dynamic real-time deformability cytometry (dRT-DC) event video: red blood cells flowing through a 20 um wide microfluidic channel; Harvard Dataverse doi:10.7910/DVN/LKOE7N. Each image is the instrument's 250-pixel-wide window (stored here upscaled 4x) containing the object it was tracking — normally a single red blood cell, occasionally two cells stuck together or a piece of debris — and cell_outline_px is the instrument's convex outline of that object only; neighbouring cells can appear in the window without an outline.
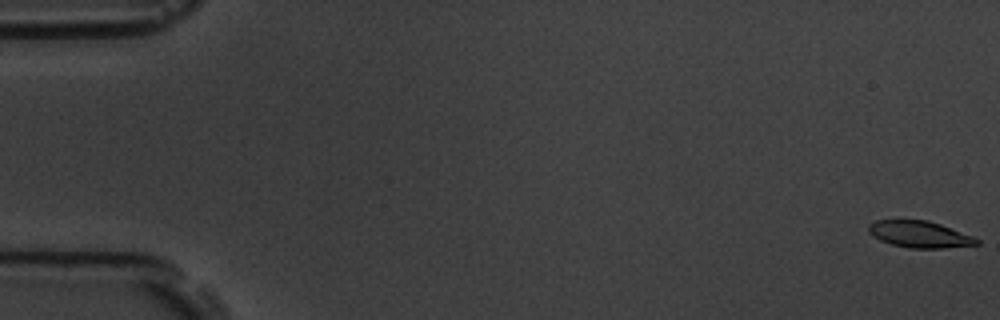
{"species": "common noctule bat (a hibernating species)", "species_latin": "Nyctalus noctula", "temperature_condition": "room temperature", "stored_images_in_passage": 5, "camera_frame_rate_fps": 3000, "um_per_image_px": 0.085, "animal": {"sex": "male", "body_mass_g": 19.5, "forearm_length_mm": 54.6}, "frame": {"image": 1, "passage_image": 1, "time_ms": 0.0, "image_size_px": [1000, 320], "cell_outline_px": [[980, 244], [944, 248], [908, 248], [892, 244], [880, 240], [872, 236], [868, 232], [868, 224], [876, 220], [928, 220], [940, 224], [972, 236], [980, 240]], "centroid_in_image_um": [78.14, 19.92], "position_along_channel_um": 6.9, "area_um2": 16.76}}
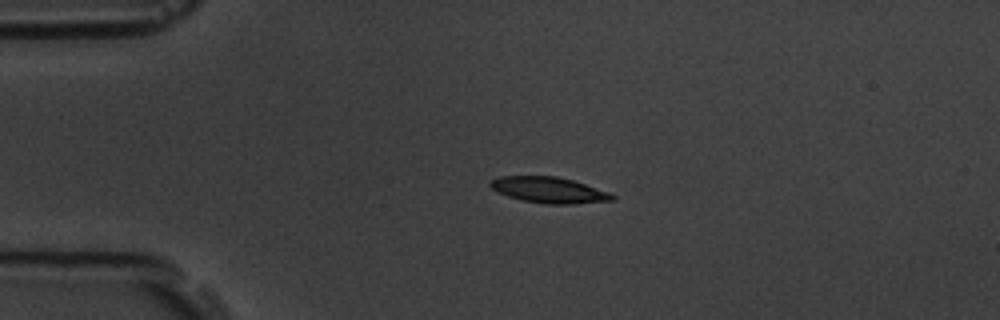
{"frame": {"image": 2, "passage_image": 4, "time_ms": 4.333, "image_size_px": [1000, 320], "cell_outline_px": [[616, 200], [572, 204], [548, 204], [524, 200], [508, 196], [496, 192], [488, 184], [492, 180], [500, 176], [556, 176], [572, 180], [608, 192], [616, 196]], "centroid_in_image_um": [46.66, 16.15], "position_along_channel_um": 38.3, "area_um2": 18.26}}